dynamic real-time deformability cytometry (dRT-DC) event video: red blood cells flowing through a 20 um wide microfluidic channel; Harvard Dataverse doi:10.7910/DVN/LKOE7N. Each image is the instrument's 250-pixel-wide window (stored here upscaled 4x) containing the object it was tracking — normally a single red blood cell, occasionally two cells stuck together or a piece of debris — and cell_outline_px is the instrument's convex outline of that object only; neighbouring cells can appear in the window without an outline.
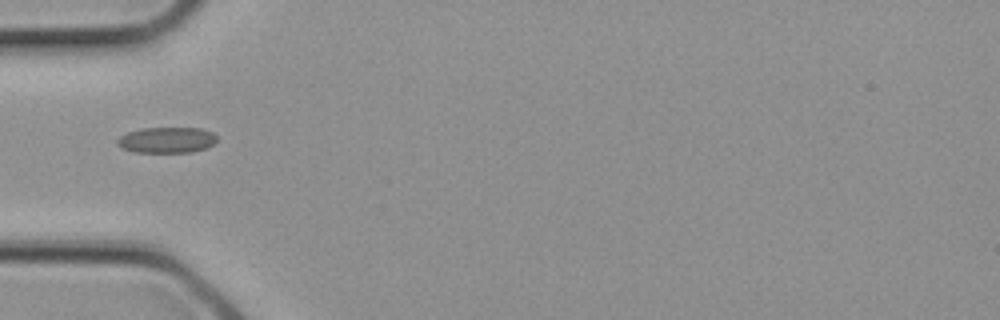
{"species": "common noctule bat (a hibernating species)", "species_latin": "Nyctalus noctula", "temperature_condition": "cold", "stored_images_in_passage": 3, "camera_frame_rate_fps": 3000, "um_per_image_px": 0.085, "animal": {"sex": "female", "body_mass_g": 21.9}, "frame": {"image": 1, "passage_image": 3, "time_ms": 0.667, "image_size_px": [1000, 320], "cell_outline_px": [[216, 140], [212, 144], [204, 148], [192, 152], [132, 152], [120, 148], [116, 144], [116, 140], [120, 136], [128, 132], [140, 128], [200, 128], [212, 132], [216, 136]], "centroid_in_image_um": [14.11, 11.9], "position_along_channel_um": 70.9, "area_um2": 15.03}}